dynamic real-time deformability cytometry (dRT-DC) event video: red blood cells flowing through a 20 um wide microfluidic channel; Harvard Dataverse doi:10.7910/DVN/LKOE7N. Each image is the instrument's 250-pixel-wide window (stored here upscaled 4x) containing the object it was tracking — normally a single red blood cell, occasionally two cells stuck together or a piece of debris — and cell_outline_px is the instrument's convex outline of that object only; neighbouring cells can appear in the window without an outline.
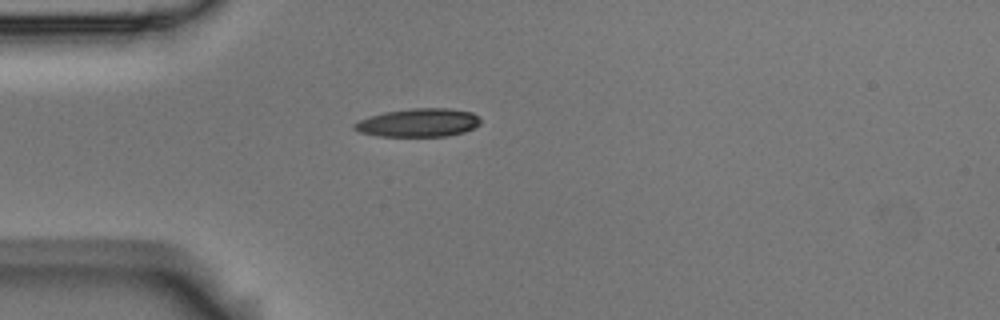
{"species": "Egyptian fruit bat (a non-hibernating species)", "species_latin": "Rousettus aegyptiacus", "temperature_condition": "room temperature", "stored_images_in_passage": 1, "camera_frame_rate_fps": 3000, "um_per_image_px": 0.085, "animal": {"sex": "male"}, "frame": {"image": 1, "passage_image": 1, "time_ms": 0.0, "image_size_px": [1000, 320], "cell_outline_px": [[480, 124], [464, 132], [448, 136], [376, 136], [360, 132], [352, 128], [352, 124], [368, 116], [384, 112], [412, 108], [444, 108], [472, 112], [480, 120]], "centroid_in_image_um": [35.52, 10.43], "position_along_channel_um": 49.5, "area_um2": 20.81}}